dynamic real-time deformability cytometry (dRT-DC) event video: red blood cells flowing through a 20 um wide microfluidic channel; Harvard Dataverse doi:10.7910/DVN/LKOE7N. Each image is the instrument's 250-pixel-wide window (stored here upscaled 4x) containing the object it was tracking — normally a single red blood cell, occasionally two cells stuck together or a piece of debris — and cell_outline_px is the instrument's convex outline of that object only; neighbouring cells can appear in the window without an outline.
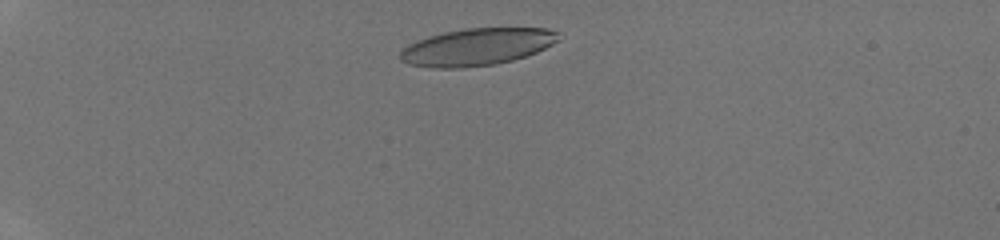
{"species": "human", "species_latin": "Homo sapiens", "temperature_condition": "room temperature", "stored_images_in_passage": 36, "camera_frame_rate_fps": 3000, "um_per_image_px": 0.085, "donor": {"sex": "male"}, "frame": {"image": 1, "passage_image": 4, "time_ms": 1.0, "image_size_px": [1000, 240], "cell_outline_px": [[560, 40], [536, 52], [512, 60], [496, 64], [460, 68], [432, 68], [408, 64], [400, 60], [400, 52], [408, 44], [428, 36], [444, 32], [464, 28], [548, 28], [560, 32]], "centroid_in_image_um": [40.54, 3.98], "position_along_channel_um": 44.5, "area_um2": 34.39}}
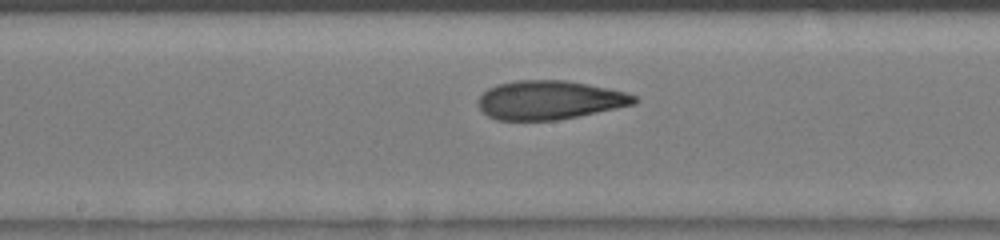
{"frame": {"image": 2, "passage_image": 18, "time_ms": 5.667, "image_size_px": [1000, 240], "cell_outline_px": [[640, 100], [636, 104], [556, 120], [496, 120], [488, 116], [476, 104], [476, 100], [488, 88], [496, 84], [516, 80], [564, 80], [588, 84], [608, 88], [624, 92], [636, 96]], "centroid_in_image_um": [46.68, 8.5], "position_along_channel_um": 201.5, "area_um2": 35.32}}
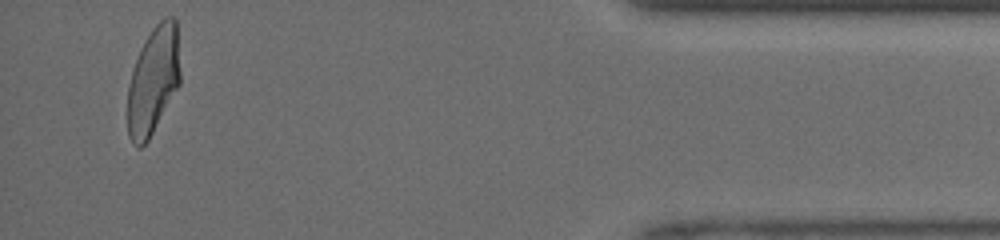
{"frame": {"image": 3, "passage_image": 35, "time_ms": 11.333, "image_size_px": [1000, 240], "cell_outline_px": [[180, 84], [148, 140], [140, 148], [136, 148], [132, 144], [128, 136], [128, 84], [140, 48], [152, 28], [164, 16], [172, 16], [176, 20], [180, 72]], "centroid_in_image_um": [13.02, 6.85], "position_along_channel_um": 422.2, "area_um2": 33.06}}